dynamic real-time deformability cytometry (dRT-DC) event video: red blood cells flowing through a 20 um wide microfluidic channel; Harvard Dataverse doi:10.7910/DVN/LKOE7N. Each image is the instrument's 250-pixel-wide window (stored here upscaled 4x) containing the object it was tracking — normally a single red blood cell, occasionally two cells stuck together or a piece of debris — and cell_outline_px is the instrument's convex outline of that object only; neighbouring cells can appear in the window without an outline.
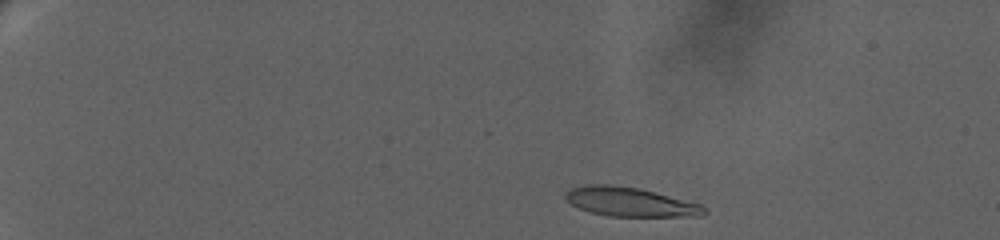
{"species": "human", "species_latin": "Homo sapiens", "temperature_condition": "warm", "stored_images_in_passage": 71, "camera_frame_rate_fps": 3000, "um_per_image_px": 0.085, "donor": {"sex": "female"}, "frame": {"image": 1, "passage_image": 1, "time_ms": 0.0, "image_size_px": [1000, 240], "cell_outline_px": [[708, 212], [700, 216], [608, 216], [592, 212], [580, 208], [572, 204], [564, 196], [564, 192], [572, 188], [584, 184], [608, 184], [640, 188], [700, 204]], "centroid_in_image_um": [53.54, 17.15], "position_along_channel_um": 31.5, "area_um2": 23.35}}
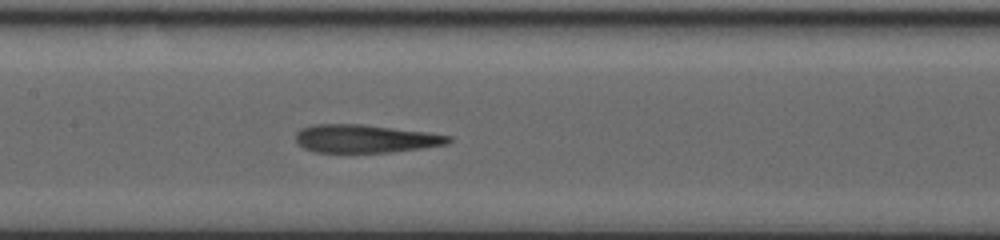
{"frame": {"image": 2, "passage_image": 27, "time_ms": 8.0, "image_size_px": [1000, 240], "cell_outline_px": [[452, 140], [448, 144], [424, 148], [388, 152], [316, 152], [304, 148], [296, 144], [296, 132], [300, 128], [312, 124], [360, 124], [428, 132], [452, 136]], "centroid_in_image_um": [31.04, 11.78], "position_along_channel_um": 176.4, "area_um2": 25.14}}
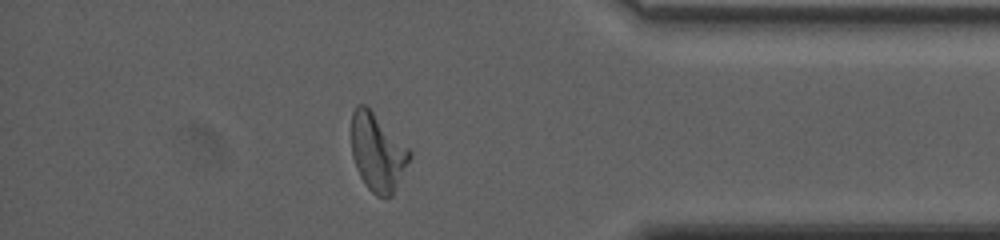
{"frame": {"image": 3, "passage_image": 59, "time_ms": 15.333, "image_size_px": [1000, 240], "cell_outline_px": [[412, 156], [392, 196], [376, 196], [364, 184], [356, 168], [352, 156], [352, 112], [356, 104], [364, 104], [412, 152]], "centroid_in_image_um": [32.08, 12.98], "position_along_channel_um": 403.1, "area_um2": 25.89}}